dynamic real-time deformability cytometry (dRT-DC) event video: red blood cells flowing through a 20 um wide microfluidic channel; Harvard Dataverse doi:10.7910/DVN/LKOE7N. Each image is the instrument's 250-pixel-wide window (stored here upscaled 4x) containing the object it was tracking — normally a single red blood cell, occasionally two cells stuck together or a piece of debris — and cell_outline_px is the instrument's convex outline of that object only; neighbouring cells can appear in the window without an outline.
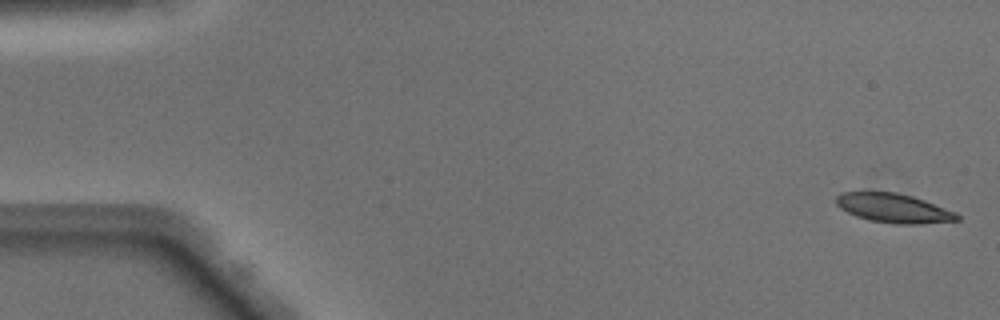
{"species": "Egyptian fruit bat (a non-hibernating species)", "species_latin": "Rousettus aegyptiacus", "temperature_condition": "warm", "stored_images_in_passage": 49, "camera_frame_rate_fps": 3000, "um_per_image_px": 0.085, "animal": {"sex": "male"}, "frame": {"image": 1, "passage_image": 1, "time_ms": 0.0, "image_size_px": [1000, 320], "cell_outline_px": [[960, 220], [920, 224], [892, 224], [868, 220], [856, 216], [840, 208], [836, 204], [836, 196], [840, 192], [896, 192], [912, 196], [924, 200], [956, 212], [960, 216]], "centroid_in_image_um": [75.96, 17.7], "position_along_channel_um": 9.0, "area_um2": 20.63}}
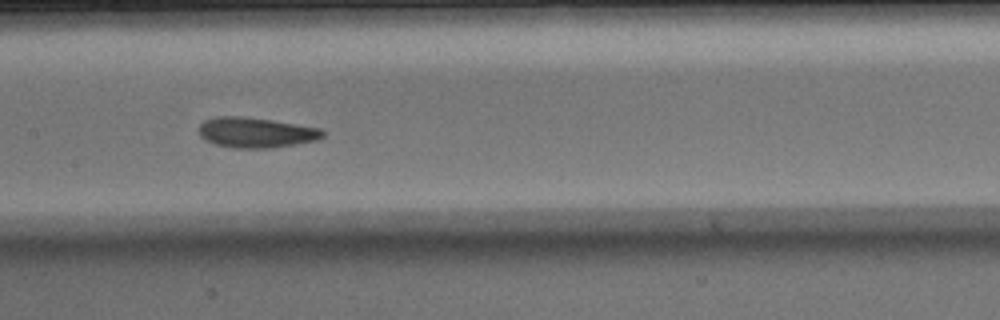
{"frame": {"image": 2, "passage_image": 24, "time_ms": 7.667, "image_size_px": [1000, 320], "cell_outline_px": [[324, 136], [316, 140], [272, 148], [232, 148], [216, 144], [204, 140], [200, 136], [200, 124], [204, 120], [216, 116], [240, 116], [272, 120], [320, 128], [324, 132]], "centroid_in_image_um": [21.73, 11.26], "position_along_channel_um": 185.7, "area_um2": 21.79}}
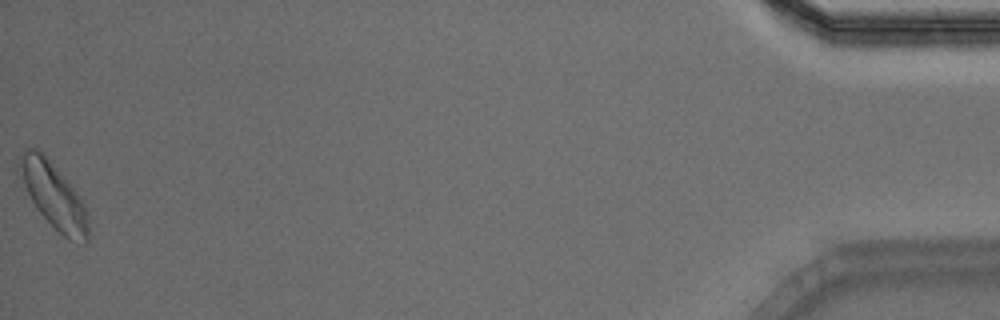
{"frame": {"image": 3, "passage_image": 49, "time_ms": 16.0, "image_size_px": [1000, 320], "cell_outline_px": [[88, 240], [84, 244], [68, 240], [40, 212], [32, 200], [16, 168], [16, 160], [24, 148], [36, 148], [64, 176], [80, 196], [84, 204], [88, 224]], "centroid_in_image_um": [4.54, 16.59], "position_along_channel_um": 430.7, "area_um2": 25.89}, "authors_computed_cell_mechanics": {"area_um2": 21.4438, "velocity_mm_per_s": 4.1047, "shape_relaxation_time_tau1_ms": 6.6146, "shape_relaxation_time_tau2_ms": 3.4901, "deformation_change_tau1": 0.1661, "deformation_change_tau2": 0.0856}}